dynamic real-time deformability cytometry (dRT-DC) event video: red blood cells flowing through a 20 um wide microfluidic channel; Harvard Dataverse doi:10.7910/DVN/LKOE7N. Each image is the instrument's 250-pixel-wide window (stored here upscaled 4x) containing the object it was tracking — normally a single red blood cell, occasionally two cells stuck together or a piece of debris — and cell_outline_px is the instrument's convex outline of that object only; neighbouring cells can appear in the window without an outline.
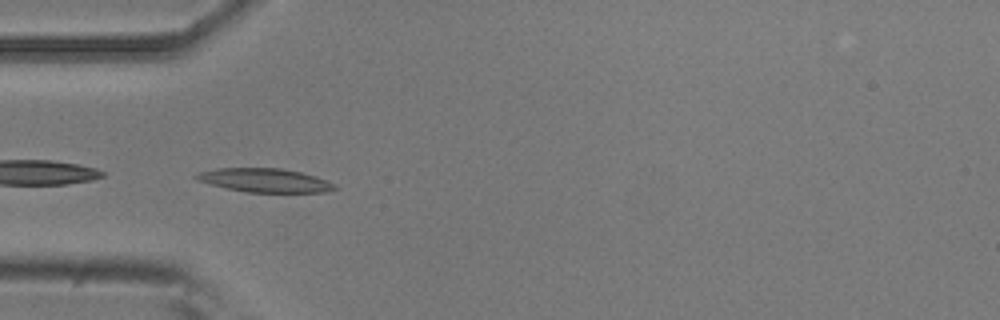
{"species": "common noctule bat (a hibernating species)", "species_latin": "Nyctalus noctula", "temperature_condition": "room temperature", "stored_images_in_passage": 4, "camera_frame_rate_fps": 3000, "um_per_image_px": 0.085, "animal": {"sex": "male", "body_mass_g": 20.5, "forearm_length_mm": 52.5}, "frame": {"image": 1, "passage_image": 4, "time_ms": 1.0, "image_size_px": [1000, 320], "cell_outline_px": [[340, 188], [324, 192], [244, 192], [196, 180], [192, 176], [200, 172], [216, 168], [280, 168], [300, 172], [316, 176], [336, 184]], "centroid_in_image_um": [22.53, 15.32], "position_along_channel_um": 62.5, "area_um2": 19.13}}